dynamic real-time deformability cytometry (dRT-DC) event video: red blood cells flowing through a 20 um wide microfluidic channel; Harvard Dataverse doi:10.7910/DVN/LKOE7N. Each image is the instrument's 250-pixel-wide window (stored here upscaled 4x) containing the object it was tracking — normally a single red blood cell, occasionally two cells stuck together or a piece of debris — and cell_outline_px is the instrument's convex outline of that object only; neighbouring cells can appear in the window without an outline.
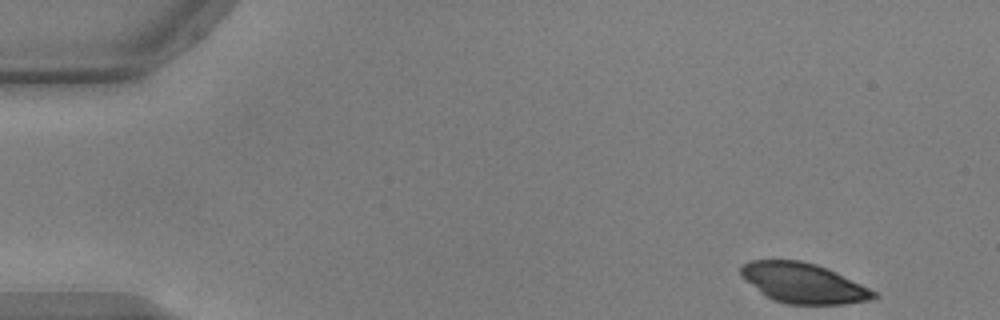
{"species": "common noctule bat (a hibernating species)", "species_latin": "Nyctalus noctula", "temperature_condition": "warm", "stored_images_in_passage": 9, "camera_frame_rate_fps": 3000, "um_per_image_px": 0.085, "animal": {"sex": "male", "body_mass_g": 17.9, "forearm_length_mm": 54.2}, "frame": {"image": 1, "passage_image": 1, "time_ms": 0.0, "image_size_px": [1000, 320], "cell_outline_px": [[880, 296], [872, 300], [844, 304], [788, 304], [772, 300], [764, 296], [740, 276], [740, 268], [744, 264], [752, 260], [800, 260], [816, 264], [836, 272], [876, 292]], "centroid_in_image_um": [68.26, 24.07], "position_along_channel_um": 16.7, "area_um2": 31.04}}